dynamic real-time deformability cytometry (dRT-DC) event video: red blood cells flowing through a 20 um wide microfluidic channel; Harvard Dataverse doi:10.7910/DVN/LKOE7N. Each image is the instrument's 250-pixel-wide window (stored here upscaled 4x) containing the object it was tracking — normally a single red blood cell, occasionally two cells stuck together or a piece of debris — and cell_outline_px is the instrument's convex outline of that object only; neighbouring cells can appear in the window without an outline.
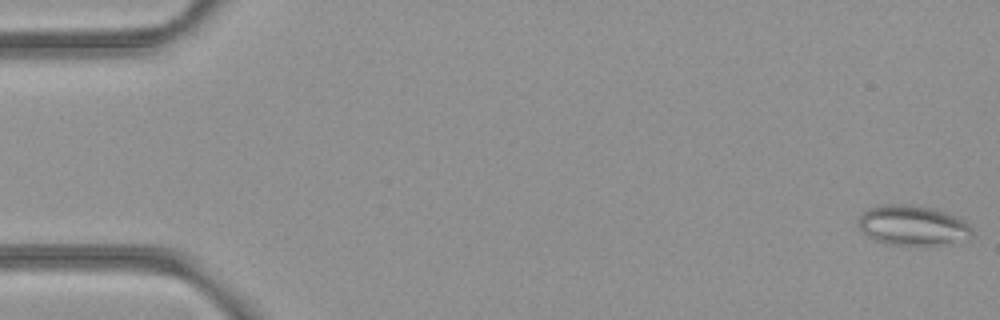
{"species": "common noctule bat (a hibernating species)", "species_latin": "Nyctalus noctula", "temperature_condition": "room temperature", "stored_images_in_passage": 54, "segment_of_instrument_passage": [1, 2], "camera_frame_rate_fps": 3000, "um_per_image_px": 0.085, "animal": {"sex": "female", "body_mass_g": 21.9}, "frame": {"image": 1, "passage_image": 1, "time_ms": 0.0, "image_size_px": [1000, 320], "cell_outline_px": [[972, 236], [940, 244], [884, 244], [876, 240], [864, 232], [860, 228], [860, 216], [864, 212], [872, 208], [888, 204], [900, 204], [928, 208], [952, 216], [968, 224], [972, 228]], "centroid_in_image_um": [77.54, 19.17], "position_along_channel_um": 7.5, "area_um2": 25.09}}
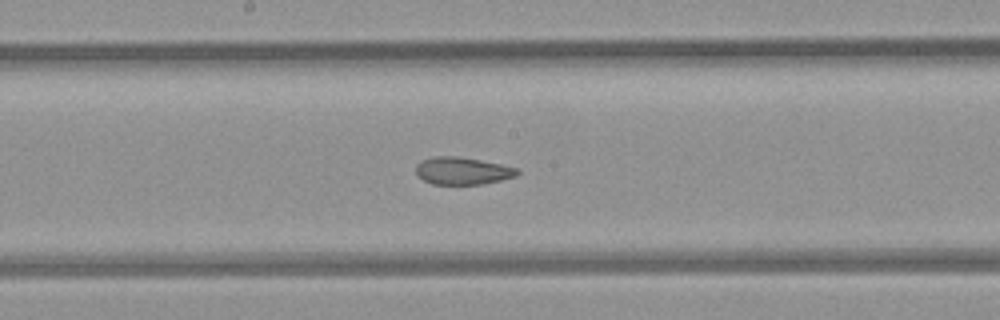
{"frame": {"image": 2, "passage_image": 28, "time_ms": 9.0, "image_size_px": [1000, 320], "cell_outline_px": [[520, 172], [516, 176], [500, 180], [480, 184], [432, 184], [424, 180], [416, 172], [416, 164], [420, 160], [436, 156], [456, 156], [480, 160], [500, 164], [516, 168]], "centroid_in_image_um": [39.29, 14.51], "position_along_channel_um": 208.9, "area_um2": 16.01}}
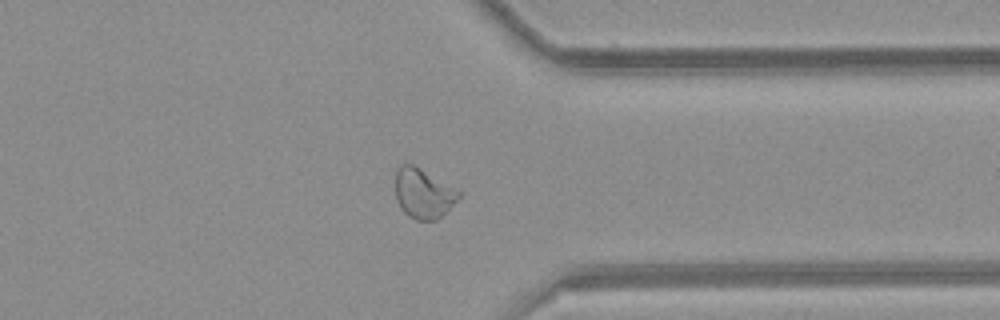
{"frame": {"image": 3, "passage_image": 41, "time_ms": 13.333, "image_size_px": [1000, 320], "cell_outline_px": [[460, 196], [436, 220], [416, 220], [408, 216], [400, 208], [396, 200], [396, 168], [400, 164], [412, 164], [420, 168], [460, 192]], "centroid_in_image_um": [35.92, 16.44], "position_along_channel_um": 375.5, "area_um2": 17.98}}